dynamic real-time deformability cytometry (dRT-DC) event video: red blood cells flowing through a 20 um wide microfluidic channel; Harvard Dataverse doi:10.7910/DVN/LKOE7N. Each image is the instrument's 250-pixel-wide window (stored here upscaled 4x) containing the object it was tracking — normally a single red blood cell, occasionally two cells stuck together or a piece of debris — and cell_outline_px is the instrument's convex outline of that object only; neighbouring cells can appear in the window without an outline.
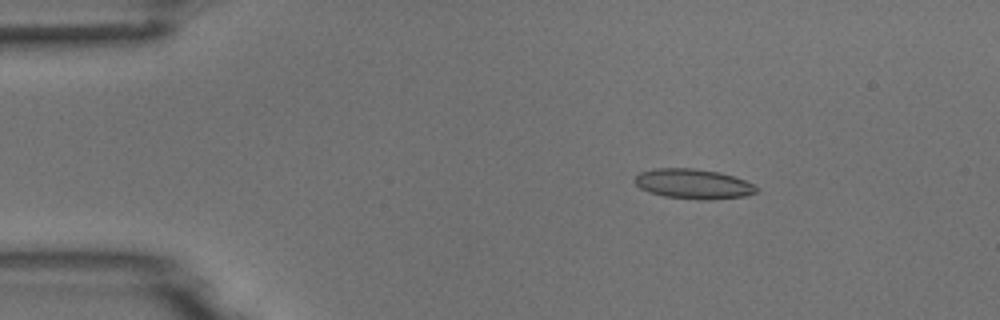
{"species": "common noctule bat (a hibernating species)", "species_latin": "Nyctalus noctula", "temperature_condition": "room temperature", "stored_images_in_passage": 5, "camera_frame_rate_fps": 3000, "um_per_image_px": 0.085, "animal": {"sex": "male", "body_mass_g": 18.8}, "frame": {"image": 1, "passage_image": 3, "time_ms": 2.333, "image_size_px": [1000, 320], "cell_outline_px": [[756, 192], [744, 196], [712, 200], [700, 200], [664, 196], [648, 192], [640, 188], [632, 180], [640, 172], [656, 168], [692, 168], [720, 172], [744, 180], [752, 184], [756, 188]], "centroid_in_image_um": [58.88, 15.63], "position_along_channel_um": 26.1, "area_um2": 21.15}}